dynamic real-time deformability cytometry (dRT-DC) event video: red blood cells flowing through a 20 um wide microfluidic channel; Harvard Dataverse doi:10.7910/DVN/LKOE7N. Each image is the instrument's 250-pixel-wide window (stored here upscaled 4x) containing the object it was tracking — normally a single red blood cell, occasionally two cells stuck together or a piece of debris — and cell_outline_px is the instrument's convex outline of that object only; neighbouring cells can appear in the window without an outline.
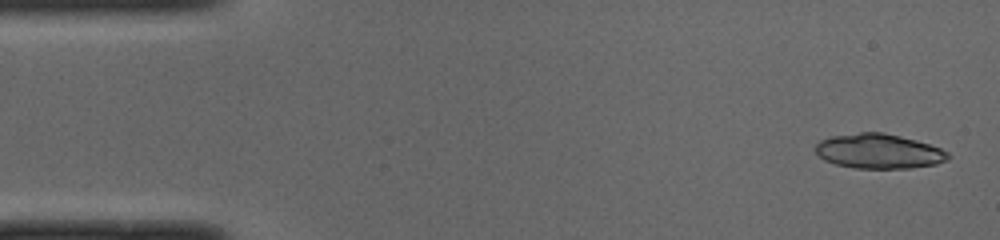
{"species": "common noctule bat (a hibernating species)", "species_latin": "Nyctalus noctula", "temperature_condition": "cold", "stored_images_in_passage": 49, "camera_frame_rate_fps": 3000, "um_per_image_px": 0.085, "animal": {"sex": "male", "body_mass_g": 19.0, "forearm_length_mm": 50.8}, "frame": {"image": 1, "passage_image": 2, "time_ms": 0.333, "image_size_px": [1000, 240], "cell_outline_px": [[948, 160], [936, 164], [912, 168], [856, 168], [836, 164], [824, 160], [816, 152], [816, 144], [820, 140], [832, 136], [860, 132], [884, 132], [916, 140], [940, 148], [948, 152]], "centroid_in_image_um": [74.7, 12.85], "position_along_channel_um": 10.3, "area_um2": 26.7}}